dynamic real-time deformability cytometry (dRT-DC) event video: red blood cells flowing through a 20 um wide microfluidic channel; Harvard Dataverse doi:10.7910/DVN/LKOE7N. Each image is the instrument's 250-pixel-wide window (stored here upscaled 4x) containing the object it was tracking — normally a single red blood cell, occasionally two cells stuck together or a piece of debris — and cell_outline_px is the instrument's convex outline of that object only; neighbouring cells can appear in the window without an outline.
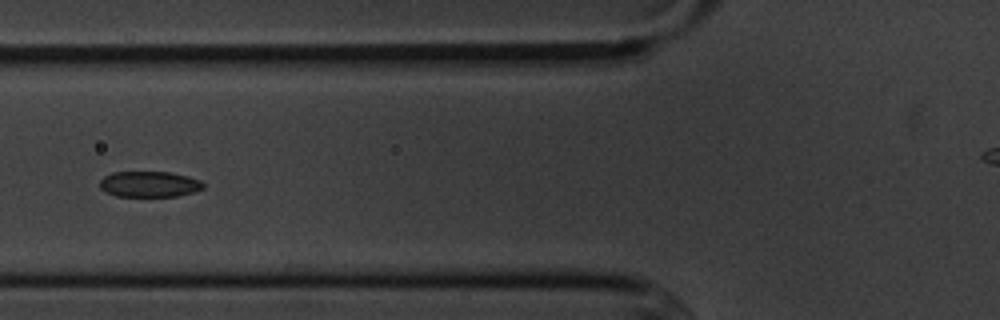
{"species": "common noctule bat (a hibernating species)", "species_latin": "Nyctalus noctula", "temperature_condition": "cold", "stored_images_in_passage": 10, "camera_frame_rate_fps": 3000, "um_per_image_px": 0.085, "animal": {"sex": "male", "body_mass_g": 20.1, "forearm_length_mm": 53.5}, "frame": {"image": 1, "passage_image": 5, "time_ms": 5.667, "image_size_px": [1000, 320], "cell_outline_px": [[204, 188], [192, 192], [176, 196], [116, 196], [104, 192], [100, 188], [100, 180], [104, 176], [112, 172], [168, 172], [188, 176], [200, 180], [204, 184]], "centroid_in_image_um": [12.66, 15.65], "position_along_channel_um": 113.1, "area_um2": 15.55}}
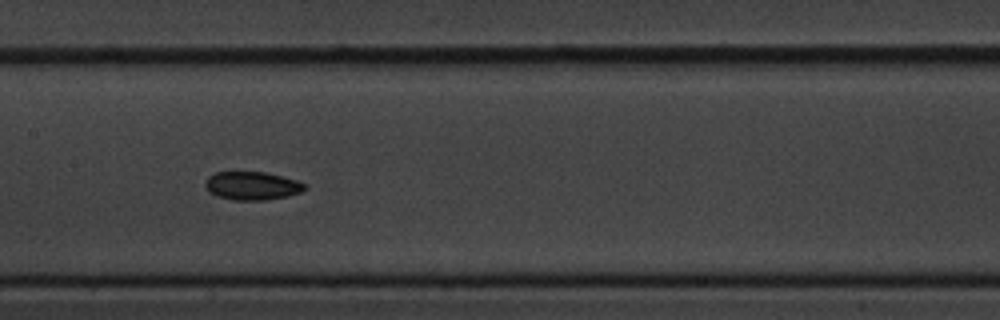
{"frame": {"image": 2, "passage_image": 7, "time_ms": 7.667, "image_size_px": [1000, 320], "cell_outline_px": [[304, 188], [300, 192], [288, 196], [268, 200], [232, 200], [216, 196], [208, 192], [204, 184], [208, 176], [216, 172], [264, 172], [296, 180], [304, 184]], "centroid_in_image_um": [21.36, 15.8], "position_along_channel_um": 186.0, "area_um2": 16.36}}
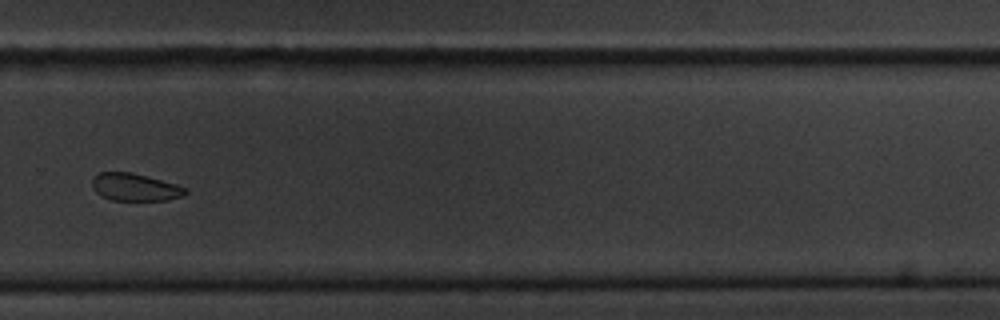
{"frame": {"image": 3, "passage_image": 10, "time_ms": 11.333, "image_size_px": [1000, 320], "cell_outline_px": [[188, 192], [184, 196], [168, 200], [112, 200], [100, 196], [92, 188], [92, 180], [100, 172], [132, 172], [176, 184], [188, 188]], "centroid_in_image_um": [11.5, 15.92], "position_along_channel_um": 318.3, "area_um2": 15.03}}